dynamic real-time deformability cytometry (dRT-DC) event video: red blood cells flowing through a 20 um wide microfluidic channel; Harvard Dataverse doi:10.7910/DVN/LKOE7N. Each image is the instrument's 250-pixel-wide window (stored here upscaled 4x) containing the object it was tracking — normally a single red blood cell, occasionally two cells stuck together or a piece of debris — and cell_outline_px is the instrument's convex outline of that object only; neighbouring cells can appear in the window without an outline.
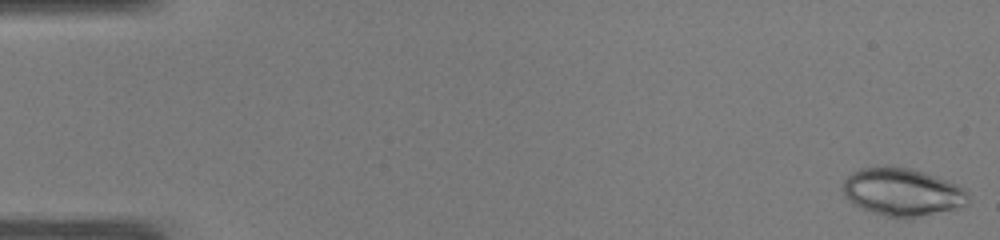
{"species": "common noctule bat (a hibernating species)", "species_latin": "Nyctalus noctula", "temperature_condition": "warm", "stored_images_in_passage": 50, "camera_frame_rate_fps": 3000, "um_per_image_px": 0.085, "animal": {"sex": "male", "body_mass_g": 19.0, "forearm_length_mm": 50.8}, "frame": {"image": 1, "passage_image": 1, "time_ms": 0.0, "image_size_px": [1000, 240], "cell_outline_px": [[968, 204], [956, 208], [916, 216], [884, 216], [872, 212], [852, 204], [844, 196], [844, 180], [852, 172], [860, 168], [884, 164], [912, 168], [936, 176], [956, 184], [964, 188], [968, 192]], "centroid_in_image_um": [76.66, 16.27], "position_along_channel_um": 8.3, "area_um2": 34.8}}
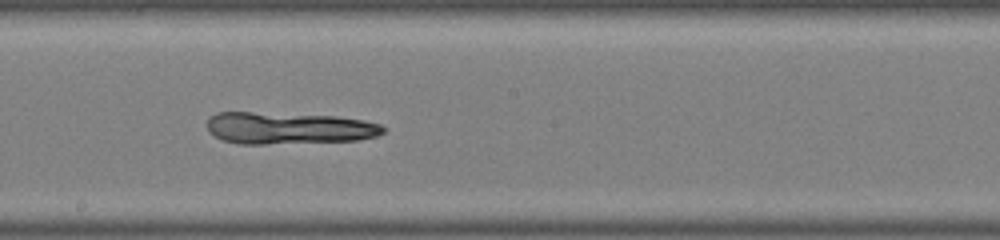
{"frame": {"image": 2, "passage_image": 28, "time_ms": 9.0, "image_size_px": [1000, 240], "cell_outline_px": [[388, 128], [384, 132], [376, 136], [356, 140], [264, 144], [240, 144], [224, 140], [208, 132], [208, 116], [216, 112], [252, 112], [336, 116], [364, 120], [380, 124]], "centroid_in_image_um": [24.53, 10.88], "position_along_channel_um": 223.7, "area_um2": 32.77}}
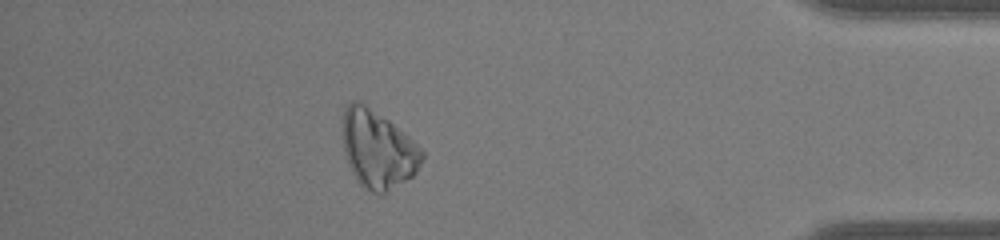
{"frame": {"image": 3, "passage_image": 44, "time_ms": 14.333, "image_size_px": [1000, 240], "cell_outline_px": [[424, 156], [416, 172], [412, 176], [384, 192], [372, 192], [364, 188], [360, 184], [352, 172], [348, 164], [344, 152], [340, 120], [344, 108], [352, 100], [360, 100], [388, 120], [408, 136], [424, 152]], "centroid_in_image_um": [32.05, 12.63], "position_along_channel_um": 403.1, "area_um2": 35.89}}